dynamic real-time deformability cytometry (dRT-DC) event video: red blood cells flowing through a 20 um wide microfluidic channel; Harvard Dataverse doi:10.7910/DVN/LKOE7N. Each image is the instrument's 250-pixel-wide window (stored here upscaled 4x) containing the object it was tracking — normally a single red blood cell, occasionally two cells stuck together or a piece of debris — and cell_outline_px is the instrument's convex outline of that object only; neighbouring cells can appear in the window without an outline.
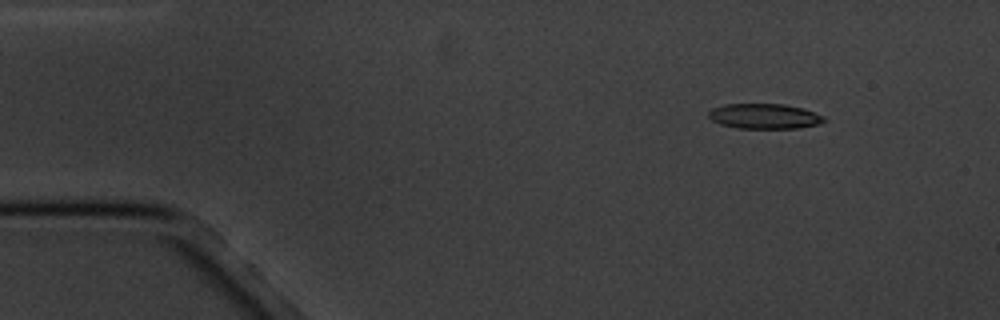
{"species": "common noctule bat (a hibernating species)", "species_latin": "Nyctalus noctula", "temperature_condition": "cold", "stored_images_in_passage": 5, "segment_of_instrument_passage": [1, 2], "camera_frame_rate_fps": 3000, "um_per_image_px": 0.085, "animal": {"sex": "male", "body_mass_g": 20.1, "forearm_length_mm": 53.5}, "frame": {"image": 1, "passage_image": 1, "time_ms": 0.0, "image_size_px": [1000, 320], "cell_outline_px": [[828, 120], [820, 124], [800, 128], [740, 128], [720, 124], [712, 120], [708, 116], [708, 112], [712, 108], [724, 104], [784, 104], [804, 108], [824, 116]], "centroid_in_image_um": [65.01, 9.87], "position_along_channel_um": 20.0, "area_um2": 17.05}}
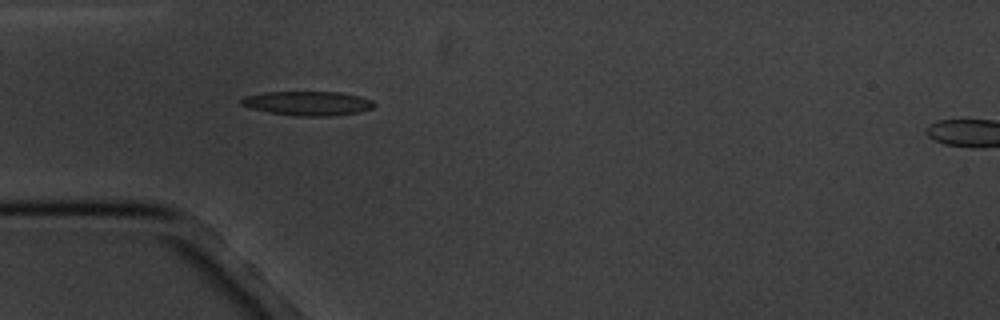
{"frame": {"image": 2, "passage_image": 4, "time_ms": 3.333, "image_size_px": [1000, 320], "cell_outline_px": [[376, 104], [372, 108], [360, 112], [332, 116], [296, 116], [268, 112], [252, 108], [240, 104], [240, 100], [244, 96], [264, 92], [340, 92], [360, 96], [372, 100]], "centroid_in_image_um": [26.17, 8.78], "position_along_channel_um": 58.8, "area_um2": 18.84}}